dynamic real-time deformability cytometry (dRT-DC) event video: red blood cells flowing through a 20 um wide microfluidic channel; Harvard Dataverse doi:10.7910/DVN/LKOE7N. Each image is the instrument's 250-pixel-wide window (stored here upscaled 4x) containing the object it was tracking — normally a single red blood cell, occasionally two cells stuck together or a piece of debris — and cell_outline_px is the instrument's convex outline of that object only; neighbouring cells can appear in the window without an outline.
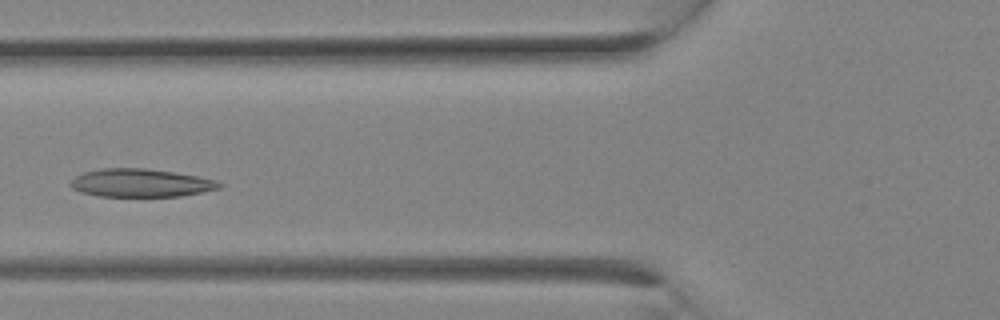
{"species": "Egyptian fruit bat (a non-hibernating species)", "species_latin": "Rousettus aegyptiacus", "temperature_condition": "room temperature", "stored_images_in_passage": 10, "camera_frame_rate_fps": 3000, "um_per_image_px": 0.085, "animal": {"sex": "female"}, "frame": {"image": 1, "passage_image": 9, "time_ms": 2.667, "image_size_px": [1000, 320], "cell_outline_px": [[224, 184], [220, 188], [180, 196], [96, 196], [80, 192], [72, 188], [68, 184], [76, 176], [84, 172], [100, 168], [148, 168], [200, 176], [216, 180]], "centroid_in_image_um": [11.95, 15.54], "position_along_channel_um": 113.8, "area_um2": 24.51}}